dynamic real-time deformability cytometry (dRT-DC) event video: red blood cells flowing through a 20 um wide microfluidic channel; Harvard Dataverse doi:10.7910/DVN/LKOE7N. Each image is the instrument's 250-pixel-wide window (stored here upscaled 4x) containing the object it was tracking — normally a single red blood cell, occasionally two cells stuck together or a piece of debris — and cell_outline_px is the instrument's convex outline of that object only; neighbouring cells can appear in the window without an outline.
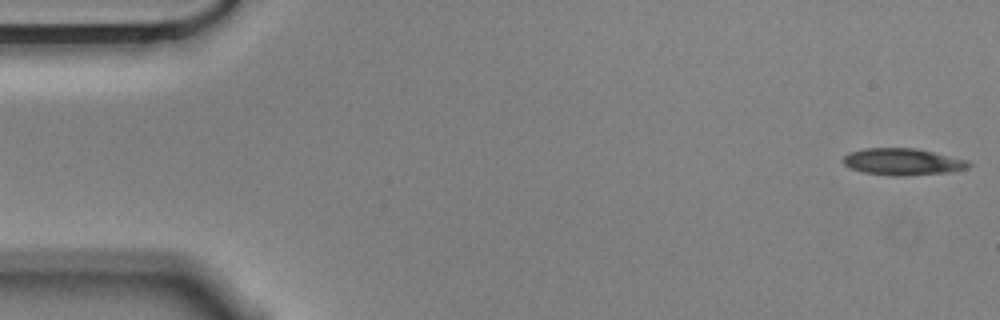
{"species": "Egyptian fruit bat (a non-hibernating species)", "species_latin": "Rousettus aegyptiacus", "temperature_condition": "cold", "stored_images_in_passage": 55, "camera_frame_rate_fps": 3000, "um_per_image_px": 0.085, "animal": {"sex": "male"}, "frame": {"image": 1, "passage_image": 1, "time_ms": 0.0, "image_size_px": [1000, 320], "cell_outline_px": [[972, 164], [968, 168], [952, 172], [904, 176], [892, 176], [864, 172], [852, 168], [844, 164], [840, 160], [848, 152], [864, 148], [916, 148], [968, 160]], "centroid_in_image_um": [76.73, 13.75], "position_along_channel_um": 8.3, "area_um2": 19.77}}
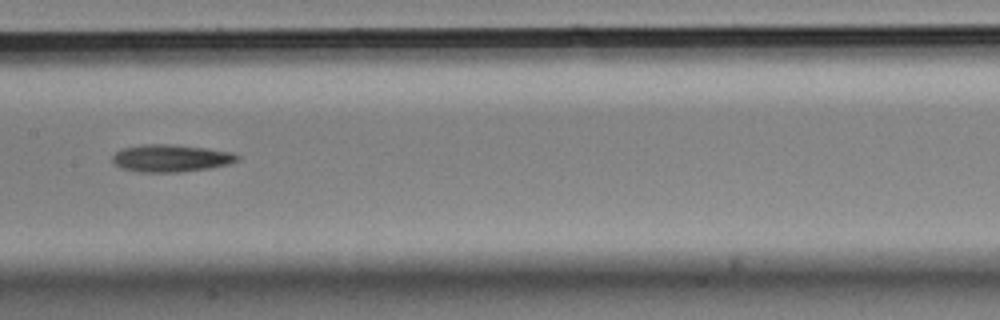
{"frame": {"image": 2, "passage_image": 27, "time_ms": 8.667, "image_size_px": [1000, 320], "cell_outline_px": [[240, 160], [228, 164], [212, 168], [180, 172], [140, 172], [120, 168], [112, 164], [112, 156], [120, 148], [144, 144], [172, 144], [208, 148], [232, 152], [240, 156]], "centroid_in_image_um": [14.52, 13.44], "position_along_channel_um": 192.9, "area_um2": 20.29}}
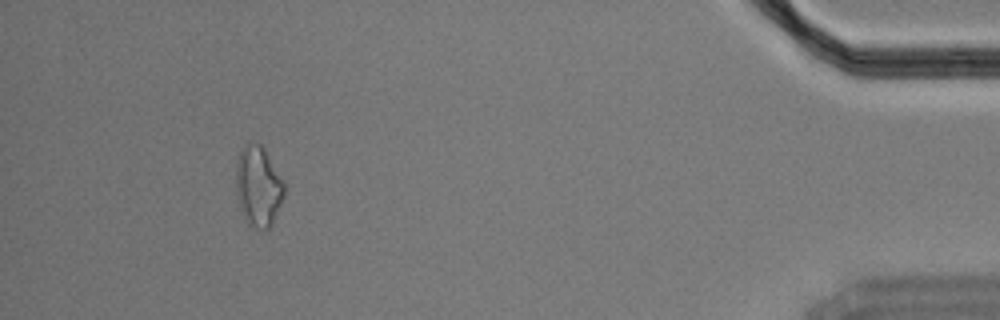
{"frame": {"image": 3, "passage_image": 51, "time_ms": 16.667, "image_size_px": [1000, 320], "cell_outline_px": [[284, 196], [272, 224], [268, 228], [256, 228], [248, 224], [240, 208], [236, 192], [236, 164], [240, 148], [248, 140], [260, 144], [264, 148], [284, 180]], "centroid_in_image_um": [21.94, 15.78], "position_along_channel_um": 413.3, "area_um2": 22.77}, "authors_computed_cell_mechanics": {"area_um2": 19.4208, "velocity_mm_per_s": 3.5664, "shape_relaxation_time_tau1_ms": 8.0235, "shape_relaxation_time_tau2_ms": null, "deformation_change_tau1": 0.1634, "deformation_change_tau2": null}}